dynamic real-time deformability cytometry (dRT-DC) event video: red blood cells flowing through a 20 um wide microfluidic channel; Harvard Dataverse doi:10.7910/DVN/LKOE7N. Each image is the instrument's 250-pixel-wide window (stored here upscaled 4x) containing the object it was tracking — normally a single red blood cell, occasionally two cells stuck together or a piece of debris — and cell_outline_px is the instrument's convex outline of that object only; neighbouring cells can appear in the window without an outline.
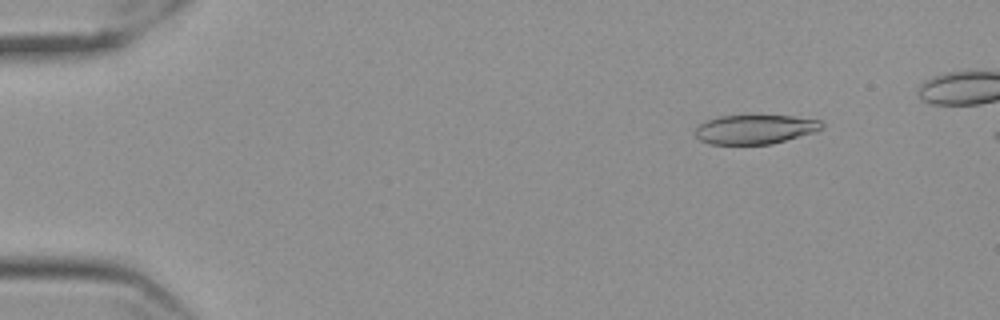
{"species": "Egyptian fruit bat (a non-hibernating species)", "species_latin": "Rousettus aegyptiacus", "temperature_condition": "cold", "stored_images_in_passage": 6, "camera_frame_rate_fps": 3000, "um_per_image_px": 0.085, "frame": {"image": 1, "passage_image": 3, "time_ms": 0.667, "image_size_px": [1000, 320], "cell_outline_px": [[824, 124], [820, 128], [812, 132], [772, 144], [708, 144], [700, 140], [696, 136], [696, 124], [720, 116], [792, 116], [820, 120]], "centroid_in_image_um": [64.12, 10.99], "position_along_channel_um": 20.9, "area_um2": 21.27}}